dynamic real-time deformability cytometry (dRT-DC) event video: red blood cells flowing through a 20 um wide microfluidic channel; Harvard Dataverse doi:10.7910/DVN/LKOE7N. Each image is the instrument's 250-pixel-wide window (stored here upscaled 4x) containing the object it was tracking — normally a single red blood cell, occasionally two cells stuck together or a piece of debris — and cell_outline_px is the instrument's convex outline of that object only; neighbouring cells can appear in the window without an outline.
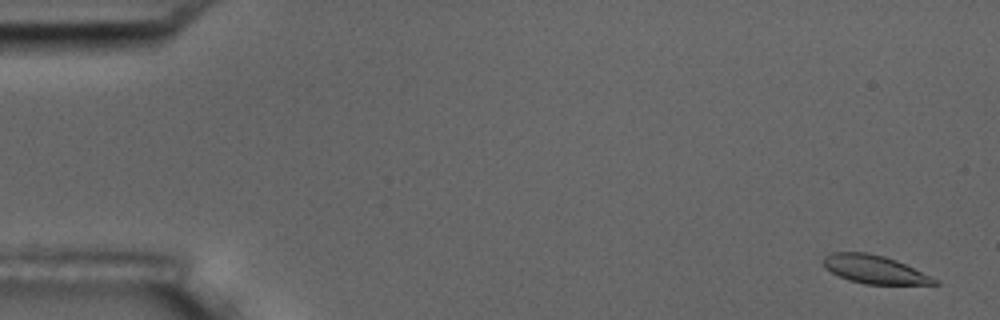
{"species": "common noctule bat (a hibernating species)", "species_latin": "Nyctalus noctula", "temperature_condition": "room temperature", "stored_images_in_passage": 4, "camera_frame_rate_fps": 3000, "um_per_image_px": 0.085, "animal": {"sex": "male", "body_mass_g": 17.5, "forearm_length_mm": 52.3}, "frame": {"image": 1, "passage_image": 1, "time_ms": 0.0, "image_size_px": [1000, 320], "cell_outline_px": [[940, 284], [864, 284], [848, 280], [824, 268], [824, 256], [832, 252], [864, 252], [884, 256], [896, 260], [940, 280]], "centroid_in_image_um": [74.34, 22.9], "position_along_channel_um": 10.7, "area_um2": 18.21}}
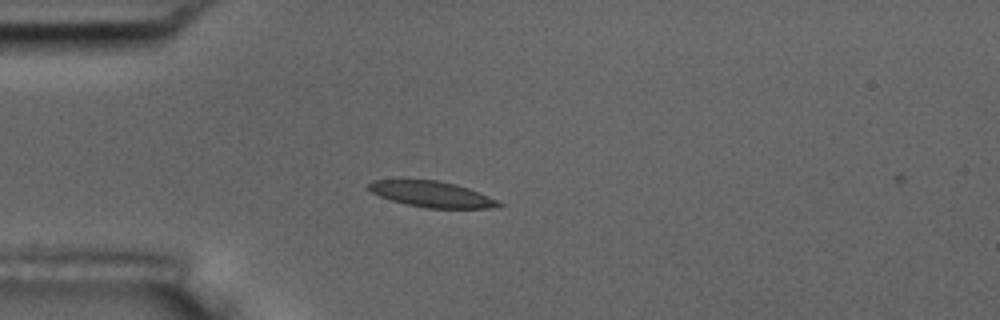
{"frame": {"image": 2, "passage_image": 4, "time_ms": 4.333, "image_size_px": [1000, 320], "cell_outline_px": [[504, 204], [488, 208], [428, 208], [408, 204], [392, 200], [380, 196], [372, 192], [368, 188], [368, 184], [372, 180], [436, 180], [456, 184], [468, 188], [496, 200]], "centroid_in_image_um": [36.67, 16.5], "position_along_channel_um": 48.3, "area_um2": 19.13}}